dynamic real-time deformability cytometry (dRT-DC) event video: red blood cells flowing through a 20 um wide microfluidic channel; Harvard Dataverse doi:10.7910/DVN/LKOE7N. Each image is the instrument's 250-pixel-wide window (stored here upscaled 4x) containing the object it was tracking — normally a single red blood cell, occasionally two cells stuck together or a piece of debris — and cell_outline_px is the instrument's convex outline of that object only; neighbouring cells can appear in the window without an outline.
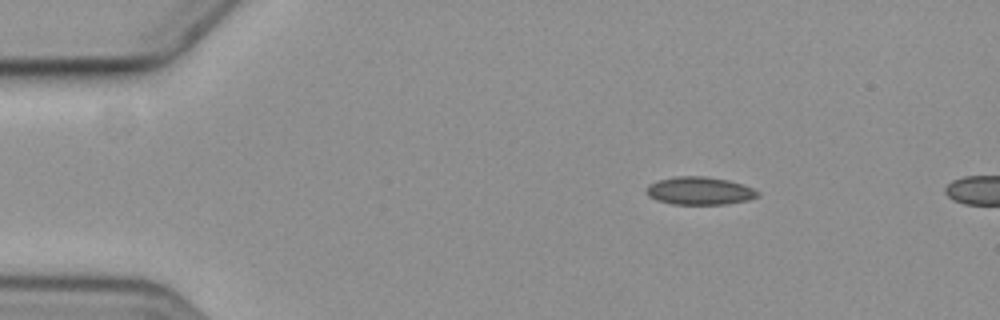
{"species": "common noctule bat (a hibernating species)", "species_latin": "Nyctalus noctula", "temperature_condition": "cold", "stored_images_in_passage": 4, "camera_frame_rate_fps": 3000, "um_per_image_px": 0.085, "animal": {"sex": "female", "body_mass_g": 19.3, "forearm_length_mm": 54.1}, "frame": {"image": 1, "passage_image": 2, "time_ms": 1.333, "image_size_px": [1000, 320], "cell_outline_px": [[760, 196], [748, 200], [728, 204], [672, 204], [656, 200], [648, 196], [644, 192], [644, 188], [648, 184], [660, 180], [676, 176], [704, 176], [728, 180], [744, 184], [760, 192]], "centroid_in_image_um": [59.45, 16.22], "position_along_channel_um": 25.5, "area_um2": 18.32}}